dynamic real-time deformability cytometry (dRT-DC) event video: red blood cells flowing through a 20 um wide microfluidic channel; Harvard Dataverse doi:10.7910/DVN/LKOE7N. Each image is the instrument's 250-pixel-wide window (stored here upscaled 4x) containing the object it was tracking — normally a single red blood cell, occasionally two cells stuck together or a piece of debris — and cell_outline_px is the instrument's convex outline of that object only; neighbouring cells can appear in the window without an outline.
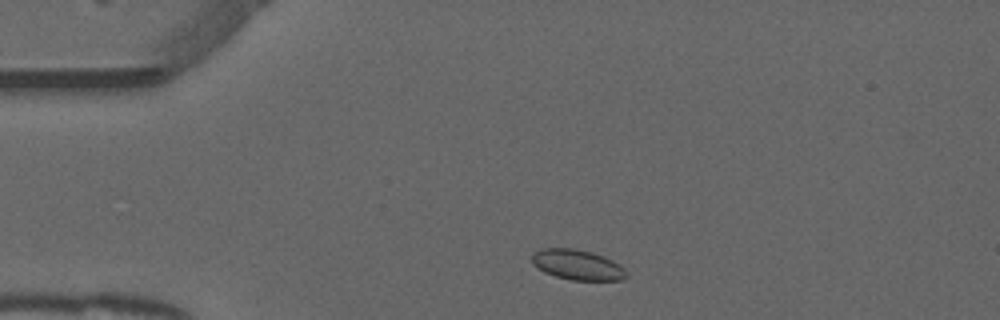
{"species": "common noctule bat (a hibernating species)", "species_latin": "Nyctalus noctula", "temperature_condition": "warm", "stored_images_in_passage": 44, "camera_frame_rate_fps": 3000, "um_per_image_px": 0.085, "animal": {"sex": "male", "forearm_length_mm": 52.5}, "frame": {"image": 1, "passage_image": 3, "time_ms": 0.667, "image_size_px": [1000, 320], "cell_outline_px": [[628, 276], [620, 280], [572, 280], [556, 276], [544, 272], [532, 264], [532, 256], [540, 248], [572, 248], [592, 252], [612, 260], [620, 264], [624, 268]], "centroid_in_image_um": [49.08, 22.5], "position_along_channel_um": 35.9, "area_um2": 16.59}}
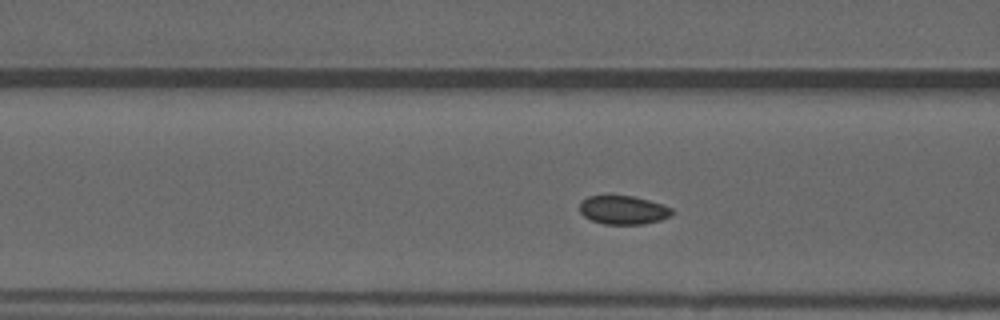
{"frame": {"image": 2, "passage_image": 12, "time_ms": 3.667, "image_size_px": [1000, 320], "cell_outline_px": [[676, 212], [672, 216], [660, 220], [644, 224], [604, 224], [592, 220], [584, 216], [580, 212], [580, 200], [588, 196], [632, 196], [648, 200], [672, 208]], "centroid_in_image_um": [52.99, 17.85], "position_along_channel_um": 113.6, "area_um2": 15.43}}
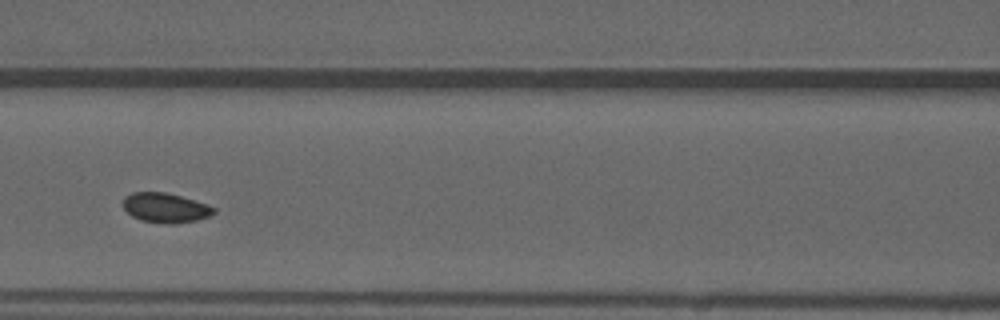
{"frame": {"image": 3, "passage_image": 15, "time_ms": 4.667, "image_size_px": [1000, 320], "cell_outline_px": [[216, 212], [212, 216], [196, 220], [176, 224], [164, 224], [140, 220], [132, 216], [124, 208], [124, 196], [132, 192], [168, 192], [208, 204], [216, 208]], "centroid_in_image_um": [14.1, 17.66], "position_along_channel_um": 152.5, "area_um2": 15.95}}